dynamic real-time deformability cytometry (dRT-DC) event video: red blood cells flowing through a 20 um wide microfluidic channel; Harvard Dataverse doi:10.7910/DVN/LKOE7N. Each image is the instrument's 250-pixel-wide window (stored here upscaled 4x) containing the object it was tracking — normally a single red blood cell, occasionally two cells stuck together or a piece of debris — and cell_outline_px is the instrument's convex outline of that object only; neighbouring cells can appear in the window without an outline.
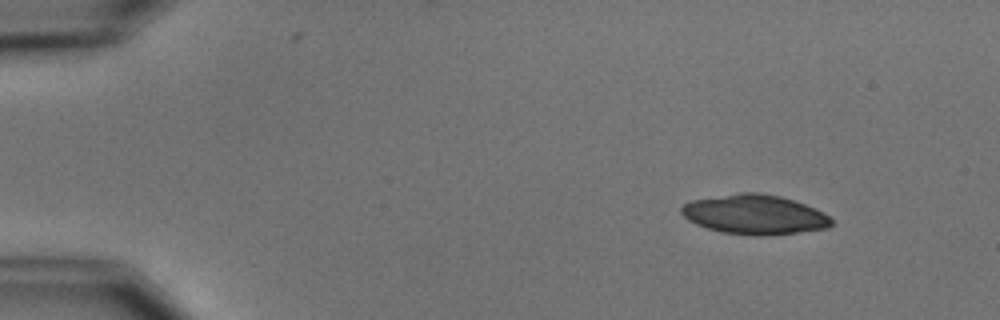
{"species": "common noctule bat (a hibernating species)", "species_latin": "Nyctalus noctula", "temperature_condition": "cold", "stored_images_in_passage": 4, "camera_frame_rate_fps": 3000, "um_per_image_px": 0.085, "animal": {"sex": "male", "body_mass_g": 15.6}, "frame": {"image": 1, "passage_image": 1, "time_ms": 0.0, "image_size_px": [1000, 320], "cell_outline_px": [[832, 224], [828, 228], [796, 232], [760, 236], [756, 236], [724, 232], [708, 228], [696, 224], [688, 220], [680, 212], [680, 208], [684, 204], [692, 200], [740, 192], [760, 192], [780, 196], [816, 208], [824, 212], [832, 220]], "centroid_in_image_um": [64.14, 18.22], "position_along_channel_um": 20.9, "area_um2": 34.45}}